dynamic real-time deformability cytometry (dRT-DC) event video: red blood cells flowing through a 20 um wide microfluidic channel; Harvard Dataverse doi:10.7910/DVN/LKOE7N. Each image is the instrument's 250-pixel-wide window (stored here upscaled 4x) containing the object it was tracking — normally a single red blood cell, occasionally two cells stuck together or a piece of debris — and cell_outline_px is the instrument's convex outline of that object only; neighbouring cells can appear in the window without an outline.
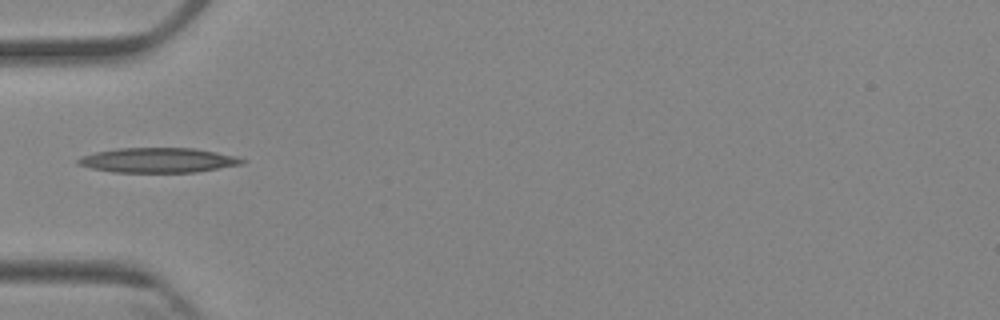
{"species": "Egyptian fruit bat (a non-hibernating species)", "species_latin": "Rousettus aegyptiacus", "temperature_condition": "cold", "stored_images_in_passage": 5, "camera_frame_rate_fps": 3000, "um_per_image_px": 0.085, "animal": {"sex": "female"}, "frame": {"image": 1, "passage_image": 4, "time_ms": 3.667, "image_size_px": [1000, 320], "cell_outline_px": [[248, 160], [244, 164], [196, 172], [112, 172], [92, 168], [76, 164], [76, 160], [80, 156], [96, 152], [116, 148], [196, 148], [236, 156]], "centroid_in_image_um": [13.45, 13.61], "position_along_channel_um": 71.5, "area_um2": 23.87}}
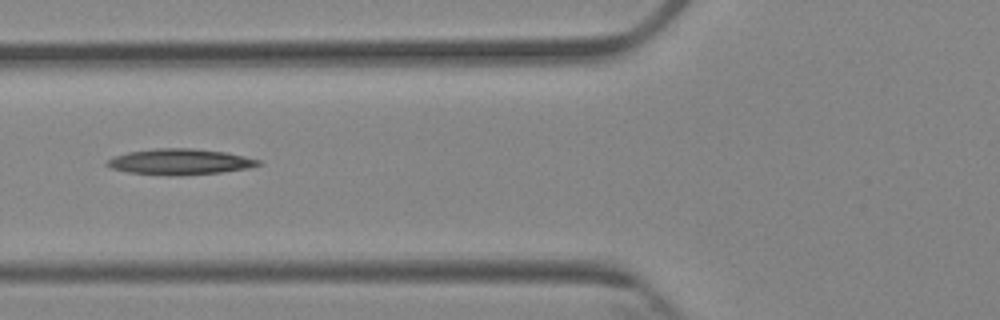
{"frame": {"image": 2, "passage_image": 5, "time_ms": 4.667, "image_size_px": [1000, 320], "cell_outline_px": [[264, 164], [248, 168], [220, 172], [180, 176], [168, 176], [128, 172], [112, 168], [104, 164], [108, 160], [116, 156], [128, 152], [156, 148], [192, 148], [224, 152], [244, 156], [260, 160]], "centroid_in_image_um": [15.31, 13.76], "position_along_channel_um": 110.5, "area_um2": 22.77}}